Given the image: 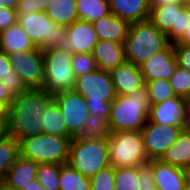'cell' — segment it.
Returning <instances> with one entry per match:
<instances>
[{"mask_svg":"<svg viewBox=\"0 0 190 190\" xmlns=\"http://www.w3.org/2000/svg\"><path fill=\"white\" fill-rule=\"evenodd\" d=\"M175 44H183L190 46V23L188 27L186 28V31L183 35V37Z\"/></svg>","mask_w":190,"mask_h":190,"instance_id":"7dc6e473","label":"cell"},{"mask_svg":"<svg viewBox=\"0 0 190 190\" xmlns=\"http://www.w3.org/2000/svg\"><path fill=\"white\" fill-rule=\"evenodd\" d=\"M174 94L187 100L190 96V72L179 66L176 67L173 76L169 79Z\"/></svg>","mask_w":190,"mask_h":190,"instance_id":"836d02e7","label":"cell"},{"mask_svg":"<svg viewBox=\"0 0 190 190\" xmlns=\"http://www.w3.org/2000/svg\"><path fill=\"white\" fill-rule=\"evenodd\" d=\"M150 99L146 86L127 95H116L108 118L110 132L138 131L147 123Z\"/></svg>","mask_w":190,"mask_h":190,"instance_id":"7a4b0ae2","label":"cell"},{"mask_svg":"<svg viewBox=\"0 0 190 190\" xmlns=\"http://www.w3.org/2000/svg\"><path fill=\"white\" fill-rule=\"evenodd\" d=\"M38 165L33 160L19 156L9 168L3 181L9 186L22 190L24 186L30 184V181L36 179Z\"/></svg>","mask_w":190,"mask_h":190,"instance_id":"7402d4cb","label":"cell"},{"mask_svg":"<svg viewBox=\"0 0 190 190\" xmlns=\"http://www.w3.org/2000/svg\"><path fill=\"white\" fill-rule=\"evenodd\" d=\"M150 8L149 20L166 34L169 43H177L190 23V7L187 3H172Z\"/></svg>","mask_w":190,"mask_h":190,"instance_id":"30bf717a","label":"cell"},{"mask_svg":"<svg viewBox=\"0 0 190 190\" xmlns=\"http://www.w3.org/2000/svg\"><path fill=\"white\" fill-rule=\"evenodd\" d=\"M7 75H16V73L11 66L8 54L0 50V79Z\"/></svg>","mask_w":190,"mask_h":190,"instance_id":"b9f144b4","label":"cell"},{"mask_svg":"<svg viewBox=\"0 0 190 190\" xmlns=\"http://www.w3.org/2000/svg\"><path fill=\"white\" fill-rule=\"evenodd\" d=\"M43 133L54 136H70L67 132L65 121L55 101H53L45 112Z\"/></svg>","mask_w":190,"mask_h":190,"instance_id":"f1b7e54d","label":"cell"},{"mask_svg":"<svg viewBox=\"0 0 190 190\" xmlns=\"http://www.w3.org/2000/svg\"><path fill=\"white\" fill-rule=\"evenodd\" d=\"M184 130L188 133H190V109L187 111V117L184 124Z\"/></svg>","mask_w":190,"mask_h":190,"instance_id":"f907efd6","label":"cell"},{"mask_svg":"<svg viewBox=\"0 0 190 190\" xmlns=\"http://www.w3.org/2000/svg\"><path fill=\"white\" fill-rule=\"evenodd\" d=\"M186 183L190 185V165L183 168Z\"/></svg>","mask_w":190,"mask_h":190,"instance_id":"f5cc1de1","label":"cell"},{"mask_svg":"<svg viewBox=\"0 0 190 190\" xmlns=\"http://www.w3.org/2000/svg\"><path fill=\"white\" fill-rule=\"evenodd\" d=\"M187 104H188V109H190V96H189V98L187 99Z\"/></svg>","mask_w":190,"mask_h":190,"instance_id":"11a10c76","label":"cell"},{"mask_svg":"<svg viewBox=\"0 0 190 190\" xmlns=\"http://www.w3.org/2000/svg\"><path fill=\"white\" fill-rule=\"evenodd\" d=\"M187 111V100L175 96L151 105L148 120L167 126L184 127Z\"/></svg>","mask_w":190,"mask_h":190,"instance_id":"2e32d148","label":"cell"},{"mask_svg":"<svg viewBox=\"0 0 190 190\" xmlns=\"http://www.w3.org/2000/svg\"><path fill=\"white\" fill-rule=\"evenodd\" d=\"M71 64L76 78L98 69L92 53L73 54Z\"/></svg>","mask_w":190,"mask_h":190,"instance_id":"d590c367","label":"cell"},{"mask_svg":"<svg viewBox=\"0 0 190 190\" xmlns=\"http://www.w3.org/2000/svg\"><path fill=\"white\" fill-rule=\"evenodd\" d=\"M8 56L13 70L28 89H42L45 86L43 51L36 47L29 51H15Z\"/></svg>","mask_w":190,"mask_h":190,"instance_id":"8fae6325","label":"cell"},{"mask_svg":"<svg viewBox=\"0 0 190 190\" xmlns=\"http://www.w3.org/2000/svg\"><path fill=\"white\" fill-rule=\"evenodd\" d=\"M17 23L41 51L57 48L66 28L52 21L45 12H17Z\"/></svg>","mask_w":190,"mask_h":190,"instance_id":"ba28073f","label":"cell"},{"mask_svg":"<svg viewBox=\"0 0 190 190\" xmlns=\"http://www.w3.org/2000/svg\"><path fill=\"white\" fill-rule=\"evenodd\" d=\"M183 190H190V185L186 183Z\"/></svg>","mask_w":190,"mask_h":190,"instance_id":"db71d44e","label":"cell"},{"mask_svg":"<svg viewBox=\"0 0 190 190\" xmlns=\"http://www.w3.org/2000/svg\"><path fill=\"white\" fill-rule=\"evenodd\" d=\"M92 55L97 67L107 72L126 62L124 45L110 40H98Z\"/></svg>","mask_w":190,"mask_h":190,"instance_id":"d6986e66","label":"cell"},{"mask_svg":"<svg viewBox=\"0 0 190 190\" xmlns=\"http://www.w3.org/2000/svg\"><path fill=\"white\" fill-rule=\"evenodd\" d=\"M19 156V142L15 138L6 135L0 139V181L5 178L9 168Z\"/></svg>","mask_w":190,"mask_h":190,"instance_id":"83f0119b","label":"cell"},{"mask_svg":"<svg viewBox=\"0 0 190 190\" xmlns=\"http://www.w3.org/2000/svg\"><path fill=\"white\" fill-rule=\"evenodd\" d=\"M13 99L14 97L0 83V101H3L8 107H10Z\"/></svg>","mask_w":190,"mask_h":190,"instance_id":"7bdbcfd3","label":"cell"},{"mask_svg":"<svg viewBox=\"0 0 190 190\" xmlns=\"http://www.w3.org/2000/svg\"><path fill=\"white\" fill-rule=\"evenodd\" d=\"M186 3L190 7V0H186Z\"/></svg>","mask_w":190,"mask_h":190,"instance_id":"9f6ffc18","label":"cell"},{"mask_svg":"<svg viewBox=\"0 0 190 190\" xmlns=\"http://www.w3.org/2000/svg\"><path fill=\"white\" fill-rule=\"evenodd\" d=\"M84 177L91 178L110 165L107 138L85 140L74 137L67 162Z\"/></svg>","mask_w":190,"mask_h":190,"instance_id":"8992f818","label":"cell"},{"mask_svg":"<svg viewBox=\"0 0 190 190\" xmlns=\"http://www.w3.org/2000/svg\"><path fill=\"white\" fill-rule=\"evenodd\" d=\"M0 190H20L16 187L7 185L3 180L0 181Z\"/></svg>","mask_w":190,"mask_h":190,"instance_id":"816d5d0a","label":"cell"},{"mask_svg":"<svg viewBox=\"0 0 190 190\" xmlns=\"http://www.w3.org/2000/svg\"><path fill=\"white\" fill-rule=\"evenodd\" d=\"M148 91L151 105L158 104L176 95L170 85L169 80L158 79L155 81H144Z\"/></svg>","mask_w":190,"mask_h":190,"instance_id":"1f68e13d","label":"cell"},{"mask_svg":"<svg viewBox=\"0 0 190 190\" xmlns=\"http://www.w3.org/2000/svg\"><path fill=\"white\" fill-rule=\"evenodd\" d=\"M74 90L85 98L89 114L108 121L111 103L116 98L109 72L98 68L79 76L76 78Z\"/></svg>","mask_w":190,"mask_h":190,"instance_id":"3957f363","label":"cell"},{"mask_svg":"<svg viewBox=\"0 0 190 190\" xmlns=\"http://www.w3.org/2000/svg\"><path fill=\"white\" fill-rule=\"evenodd\" d=\"M172 3H186V0H150V6H163Z\"/></svg>","mask_w":190,"mask_h":190,"instance_id":"ee69618b","label":"cell"},{"mask_svg":"<svg viewBox=\"0 0 190 190\" xmlns=\"http://www.w3.org/2000/svg\"><path fill=\"white\" fill-rule=\"evenodd\" d=\"M45 13L52 21L65 27L79 20L76 0H51Z\"/></svg>","mask_w":190,"mask_h":190,"instance_id":"d4e9b609","label":"cell"},{"mask_svg":"<svg viewBox=\"0 0 190 190\" xmlns=\"http://www.w3.org/2000/svg\"><path fill=\"white\" fill-rule=\"evenodd\" d=\"M169 44L167 36L148 19L131 23L124 42L126 61L139 66Z\"/></svg>","mask_w":190,"mask_h":190,"instance_id":"277c9868","label":"cell"},{"mask_svg":"<svg viewBox=\"0 0 190 190\" xmlns=\"http://www.w3.org/2000/svg\"><path fill=\"white\" fill-rule=\"evenodd\" d=\"M7 120L8 118H0V139L8 135L7 134Z\"/></svg>","mask_w":190,"mask_h":190,"instance_id":"c3c4849f","label":"cell"},{"mask_svg":"<svg viewBox=\"0 0 190 190\" xmlns=\"http://www.w3.org/2000/svg\"><path fill=\"white\" fill-rule=\"evenodd\" d=\"M109 133L110 131L106 119L89 114L86 126L79 137L85 140L103 139L107 138Z\"/></svg>","mask_w":190,"mask_h":190,"instance_id":"d6a6232c","label":"cell"},{"mask_svg":"<svg viewBox=\"0 0 190 190\" xmlns=\"http://www.w3.org/2000/svg\"><path fill=\"white\" fill-rule=\"evenodd\" d=\"M183 129L184 127L167 126L147 120L140 134L148 160L160 159Z\"/></svg>","mask_w":190,"mask_h":190,"instance_id":"4fadbf2b","label":"cell"},{"mask_svg":"<svg viewBox=\"0 0 190 190\" xmlns=\"http://www.w3.org/2000/svg\"><path fill=\"white\" fill-rule=\"evenodd\" d=\"M22 190H45L44 187L38 182L37 179L30 181V184L24 186Z\"/></svg>","mask_w":190,"mask_h":190,"instance_id":"bcb514c9","label":"cell"},{"mask_svg":"<svg viewBox=\"0 0 190 190\" xmlns=\"http://www.w3.org/2000/svg\"><path fill=\"white\" fill-rule=\"evenodd\" d=\"M59 190H90V180L66 163L60 165Z\"/></svg>","mask_w":190,"mask_h":190,"instance_id":"4316f807","label":"cell"},{"mask_svg":"<svg viewBox=\"0 0 190 190\" xmlns=\"http://www.w3.org/2000/svg\"><path fill=\"white\" fill-rule=\"evenodd\" d=\"M17 23V11L0 8V31H3Z\"/></svg>","mask_w":190,"mask_h":190,"instance_id":"60d3db41","label":"cell"},{"mask_svg":"<svg viewBox=\"0 0 190 190\" xmlns=\"http://www.w3.org/2000/svg\"><path fill=\"white\" fill-rule=\"evenodd\" d=\"M110 165L115 168L140 167L148 163L140 132H110L107 137Z\"/></svg>","mask_w":190,"mask_h":190,"instance_id":"52a82bcc","label":"cell"},{"mask_svg":"<svg viewBox=\"0 0 190 190\" xmlns=\"http://www.w3.org/2000/svg\"><path fill=\"white\" fill-rule=\"evenodd\" d=\"M51 0H19L17 12H45Z\"/></svg>","mask_w":190,"mask_h":190,"instance_id":"74e56055","label":"cell"},{"mask_svg":"<svg viewBox=\"0 0 190 190\" xmlns=\"http://www.w3.org/2000/svg\"><path fill=\"white\" fill-rule=\"evenodd\" d=\"M19 0H0V8L15 10Z\"/></svg>","mask_w":190,"mask_h":190,"instance_id":"f6af8a7d","label":"cell"},{"mask_svg":"<svg viewBox=\"0 0 190 190\" xmlns=\"http://www.w3.org/2000/svg\"><path fill=\"white\" fill-rule=\"evenodd\" d=\"M98 41L92 23L76 20L66 26L65 34L57 48L73 55L75 53H92Z\"/></svg>","mask_w":190,"mask_h":190,"instance_id":"5bb4252c","label":"cell"},{"mask_svg":"<svg viewBox=\"0 0 190 190\" xmlns=\"http://www.w3.org/2000/svg\"><path fill=\"white\" fill-rule=\"evenodd\" d=\"M9 107L3 102L0 101V118H8Z\"/></svg>","mask_w":190,"mask_h":190,"instance_id":"681fc988","label":"cell"},{"mask_svg":"<svg viewBox=\"0 0 190 190\" xmlns=\"http://www.w3.org/2000/svg\"><path fill=\"white\" fill-rule=\"evenodd\" d=\"M45 86L42 90L54 95L74 90L76 77L72 69V55L59 48L43 51Z\"/></svg>","mask_w":190,"mask_h":190,"instance_id":"9c48e42d","label":"cell"},{"mask_svg":"<svg viewBox=\"0 0 190 190\" xmlns=\"http://www.w3.org/2000/svg\"><path fill=\"white\" fill-rule=\"evenodd\" d=\"M147 164L152 168L158 190H183L186 184L183 168L164 163L160 159L149 160Z\"/></svg>","mask_w":190,"mask_h":190,"instance_id":"e0dca14e","label":"cell"},{"mask_svg":"<svg viewBox=\"0 0 190 190\" xmlns=\"http://www.w3.org/2000/svg\"><path fill=\"white\" fill-rule=\"evenodd\" d=\"M98 40H110L124 44L130 23L110 13L92 22Z\"/></svg>","mask_w":190,"mask_h":190,"instance_id":"ffe728a7","label":"cell"},{"mask_svg":"<svg viewBox=\"0 0 190 190\" xmlns=\"http://www.w3.org/2000/svg\"><path fill=\"white\" fill-rule=\"evenodd\" d=\"M160 160L181 168L190 165V133L183 129L174 144L161 156Z\"/></svg>","mask_w":190,"mask_h":190,"instance_id":"cb8c5ba5","label":"cell"},{"mask_svg":"<svg viewBox=\"0 0 190 190\" xmlns=\"http://www.w3.org/2000/svg\"><path fill=\"white\" fill-rule=\"evenodd\" d=\"M177 66L174 44L169 43L163 50L140 64L139 68L144 81H155L158 79L169 80Z\"/></svg>","mask_w":190,"mask_h":190,"instance_id":"9a60e30c","label":"cell"},{"mask_svg":"<svg viewBox=\"0 0 190 190\" xmlns=\"http://www.w3.org/2000/svg\"><path fill=\"white\" fill-rule=\"evenodd\" d=\"M116 95H127L145 85L139 66L125 62L110 72Z\"/></svg>","mask_w":190,"mask_h":190,"instance_id":"ac0fdd59","label":"cell"},{"mask_svg":"<svg viewBox=\"0 0 190 190\" xmlns=\"http://www.w3.org/2000/svg\"><path fill=\"white\" fill-rule=\"evenodd\" d=\"M35 48L27 33L18 23L0 31V50L7 54L15 51H29Z\"/></svg>","mask_w":190,"mask_h":190,"instance_id":"603a6c76","label":"cell"},{"mask_svg":"<svg viewBox=\"0 0 190 190\" xmlns=\"http://www.w3.org/2000/svg\"><path fill=\"white\" fill-rule=\"evenodd\" d=\"M139 167L115 168V190H138Z\"/></svg>","mask_w":190,"mask_h":190,"instance_id":"f546056e","label":"cell"},{"mask_svg":"<svg viewBox=\"0 0 190 190\" xmlns=\"http://www.w3.org/2000/svg\"><path fill=\"white\" fill-rule=\"evenodd\" d=\"M79 20L90 23L111 13L109 0H76Z\"/></svg>","mask_w":190,"mask_h":190,"instance_id":"484cf974","label":"cell"},{"mask_svg":"<svg viewBox=\"0 0 190 190\" xmlns=\"http://www.w3.org/2000/svg\"><path fill=\"white\" fill-rule=\"evenodd\" d=\"M174 52L177 65L190 72V46L183 44H174Z\"/></svg>","mask_w":190,"mask_h":190,"instance_id":"f35d334b","label":"cell"},{"mask_svg":"<svg viewBox=\"0 0 190 190\" xmlns=\"http://www.w3.org/2000/svg\"><path fill=\"white\" fill-rule=\"evenodd\" d=\"M0 83L13 97L21 95L23 92L28 90L22 79L17 74L4 76V78L0 79Z\"/></svg>","mask_w":190,"mask_h":190,"instance_id":"8d00e7d4","label":"cell"},{"mask_svg":"<svg viewBox=\"0 0 190 190\" xmlns=\"http://www.w3.org/2000/svg\"><path fill=\"white\" fill-rule=\"evenodd\" d=\"M71 141V136L45 133L28 136L19 141L20 156L38 164L63 165L68 162Z\"/></svg>","mask_w":190,"mask_h":190,"instance_id":"5b68a950","label":"cell"},{"mask_svg":"<svg viewBox=\"0 0 190 190\" xmlns=\"http://www.w3.org/2000/svg\"><path fill=\"white\" fill-rule=\"evenodd\" d=\"M140 188L138 190H151L155 188V181L152 168L145 164L139 167Z\"/></svg>","mask_w":190,"mask_h":190,"instance_id":"ab89813d","label":"cell"},{"mask_svg":"<svg viewBox=\"0 0 190 190\" xmlns=\"http://www.w3.org/2000/svg\"><path fill=\"white\" fill-rule=\"evenodd\" d=\"M109 5L112 14L130 24L150 18V0H109Z\"/></svg>","mask_w":190,"mask_h":190,"instance_id":"44dd1931","label":"cell"},{"mask_svg":"<svg viewBox=\"0 0 190 190\" xmlns=\"http://www.w3.org/2000/svg\"><path fill=\"white\" fill-rule=\"evenodd\" d=\"M90 190H115V167L109 165L90 179Z\"/></svg>","mask_w":190,"mask_h":190,"instance_id":"e575fe53","label":"cell"},{"mask_svg":"<svg viewBox=\"0 0 190 190\" xmlns=\"http://www.w3.org/2000/svg\"><path fill=\"white\" fill-rule=\"evenodd\" d=\"M53 96L65 121L68 134L72 138L80 136L89 116L85 98L75 90L59 92Z\"/></svg>","mask_w":190,"mask_h":190,"instance_id":"7c38bea8","label":"cell"},{"mask_svg":"<svg viewBox=\"0 0 190 190\" xmlns=\"http://www.w3.org/2000/svg\"><path fill=\"white\" fill-rule=\"evenodd\" d=\"M60 165L57 164H39L36 173V179L45 190H59Z\"/></svg>","mask_w":190,"mask_h":190,"instance_id":"4dcf8cb0","label":"cell"},{"mask_svg":"<svg viewBox=\"0 0 190 190\" xmlns=\"http://www.w3.org/2000/svg\"><path fill=\"white\" fill-rule=\"evenodd\" d=\"M53 101L54 96L42 89H28L14 97L9 107L7 134L19 142L43 133L45 112Z\"/></svg>","mask_w":190,"mask_h":190,"instance_id":"6da1fadb","label":"cell"}]
</instances>
